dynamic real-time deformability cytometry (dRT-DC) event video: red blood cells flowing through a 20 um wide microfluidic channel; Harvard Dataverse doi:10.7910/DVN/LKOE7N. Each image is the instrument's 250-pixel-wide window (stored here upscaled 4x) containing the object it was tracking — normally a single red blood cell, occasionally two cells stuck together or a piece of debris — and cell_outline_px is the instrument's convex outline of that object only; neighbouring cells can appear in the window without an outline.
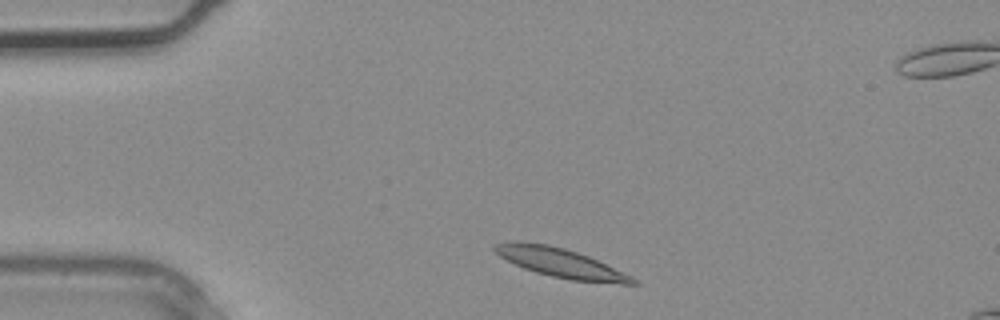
{"species": "common noctule bat (a hibernating species)", "species_latin": "Nyctalus noctula", "temperature_condition": "warm", "stored_images_in_passage": 2, "camera_frame_rate_fps": 3000, "um_per_image_px": 0.085, "animal": {"sex": "male", "body_mass_g": 20.4}, "frame": {"image": 1, "passage_image": 1, "time_ms": 0.0, "image_size_px": [1000, 320], "cell_outline_px": [[640, 284], [620, 284], [568, 280], [536, 272], [524, 268], [500, 256], [492, 248], [496, 244], [512, 240], [520, 240], [548, 244], [564, 248], [588, 256], [632, 276]], "centroid_in_image_um": [47.65, 22.33], "position_along_channel_um": 37.4, "area_um2": 23.41}}